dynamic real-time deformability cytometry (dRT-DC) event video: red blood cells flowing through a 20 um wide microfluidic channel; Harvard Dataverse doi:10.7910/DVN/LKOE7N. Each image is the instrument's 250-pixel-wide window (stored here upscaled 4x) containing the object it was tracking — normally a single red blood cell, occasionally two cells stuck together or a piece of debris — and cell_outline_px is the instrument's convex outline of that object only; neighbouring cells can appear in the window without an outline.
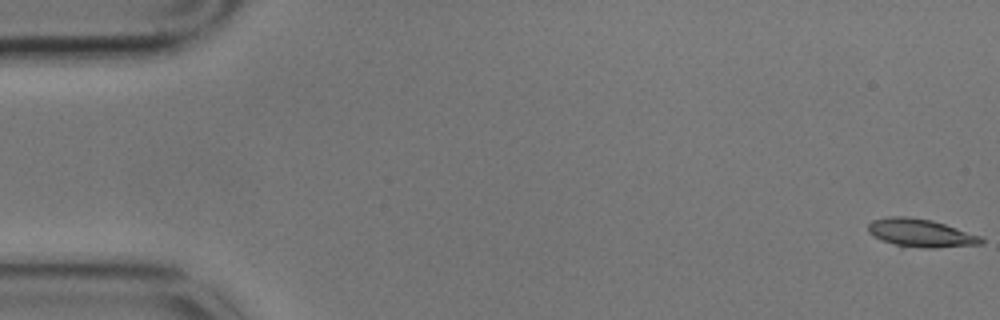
{"species": "common noctule bat (a hibernating species)", "species_latin": "Nyctalus noctula", "temperature_condition": "cold", "stored_images_in_passage": 13, "camera_frame_rate_fps": 3000, "um_per_image_px": 0.085, "animal": {"sex": "male", "body_mass_g": 17.9}, "frame": {"image": 1, "passage_image": 1, "time_ms": 0.0, "image_size_px": [1000, 320], "cell_outline_px": [[984, 244], [936, 248], [900, 248], [872, 236], [868, 232], [868, 224], [872, 220], [888, 216], [904, 216], [932, 220], [980, 236], [984, 240]], "centroid_in_image_um": [78.2, 19.83], "position_along_channel_um": 6.8, "area_um2": 18.9}}